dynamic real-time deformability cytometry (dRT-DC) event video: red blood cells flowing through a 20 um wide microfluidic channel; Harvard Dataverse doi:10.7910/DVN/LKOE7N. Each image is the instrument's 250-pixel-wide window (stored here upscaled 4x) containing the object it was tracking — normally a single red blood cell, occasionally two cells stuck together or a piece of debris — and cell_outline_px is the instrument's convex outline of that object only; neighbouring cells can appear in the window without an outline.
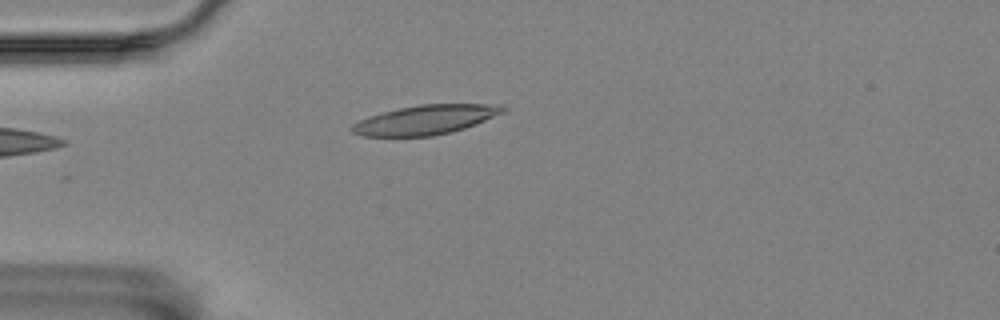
{"species": "Egyptian fruit bat (a non-hibernating species)", "species_latin": "Rousettus aegyptiacus", "temperature_condition": "room temperature", "stored_images_in_passage": 5, "camera_frame_rate_fps": 3000, "um_per_image_px": 0.085, "animal": {"sex": "female"}, "frame": {"image": 1, "passage_image": 5, "time_ms": 1.333, "image_size_px": [1000, 320], "cell_outline_px": [[508, 108], [504, 112], [476, 124], [452, 132], [432, 136], [360, 136], [352, 132], [348, 128], [352, 124], [360, 120], [384, 112], [400, 108], [420, 104], [500, 104]], "centroid_in_image_um": [36.19, 10.18], "position_along_channel_um": 48.8, "area_um2": 25.78}}